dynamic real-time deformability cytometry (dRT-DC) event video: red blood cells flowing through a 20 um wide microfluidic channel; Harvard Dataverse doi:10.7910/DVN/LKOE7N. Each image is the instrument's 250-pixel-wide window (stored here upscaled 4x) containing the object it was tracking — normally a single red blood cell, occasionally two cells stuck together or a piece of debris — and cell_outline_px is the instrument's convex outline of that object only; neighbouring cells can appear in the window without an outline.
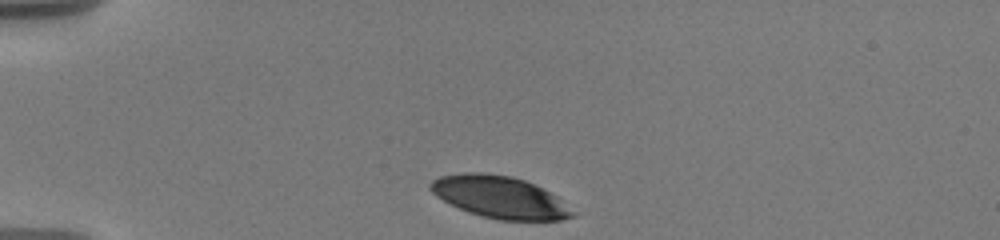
{"species": "human", "species_latin": "Homo sapiens", "temperature_condition": "warm", "stored_images_in_passage": 4, "camera_frame_rate_fps": 3000, "um_per_image_px": 0.085, "donor": {"sex": "male"}, "frame": {"image": 1, "passage_image": 1, "time_ms": 0.0, "image_size_px": [1000, 240], "cell_outline_px": [[576, 216], [560, 220], [500, 220], [480, 216], [468, 212], [436, 196], [428, 188], [428, 184], [432, 180], [440, 176], [464, 172], [480, 172], [512, 176], [524, 180], [556, 196], [576, 212]], "centroid_in_image_um": [42.46, 16.75], "position_along_channel_um": 42.5, "area_um2": 34.68}}
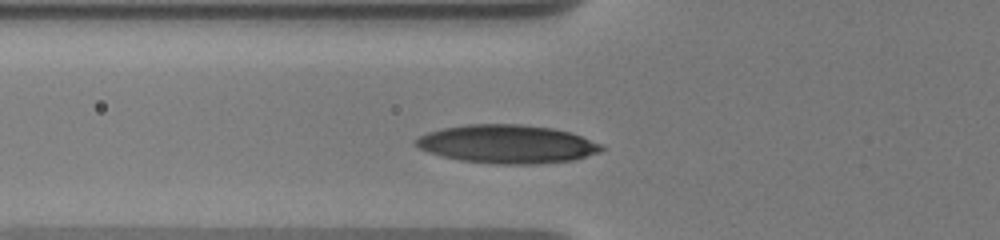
{"frame": {"image": 2, "passage_image": 4, "time_ms": 2.333, "image_size_px": [1000, 240], "cell_outline_px": [[604, 148], [600, 152], [572, 160], [536, 164], [496, 164], [460, 160], [428, 152], [420, 148], [416, 144], [416, 140], [420, 136], [428, 132], [444, 128], [468, 124], [520, 124], [552, 128], [568, 132], [580, 136], [600, 144]], "centroid_in_image_um": [43.11, 12.25], "position_along_channel_um": 82.7, "area_um2": 41.1}}